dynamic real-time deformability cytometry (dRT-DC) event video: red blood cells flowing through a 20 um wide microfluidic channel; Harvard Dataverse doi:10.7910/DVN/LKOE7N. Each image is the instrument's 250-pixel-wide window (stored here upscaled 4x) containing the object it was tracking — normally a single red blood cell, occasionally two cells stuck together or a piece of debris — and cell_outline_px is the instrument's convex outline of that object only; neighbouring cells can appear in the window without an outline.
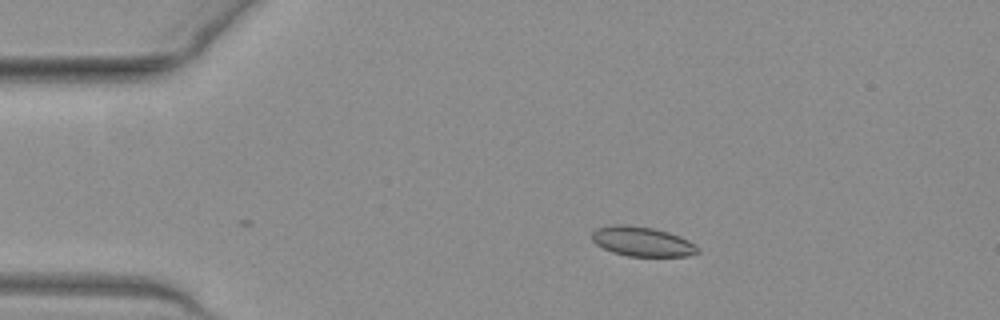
{"species": "common noctule bat (a hibernating species)", "species_latin": "Nyctalus noctula", "temperature_condition": "warm", "stored_images_in_passage": 2, "camera_frame_rate_fps": 3000, "um_per_image_px": 0.085, "animal": {"sex": "female", "body_mass_g": 19.3, "forearm_length_mm": 54.1}, "frame": {"image": 1, "passage_image": 2, "time_ms": 0.333, "image_size_px": [1000, 320], "cell_outline_px": [[700, 252], [688, 256], [628, 256], [612, 252], [596, 244], [592, 240], [592, 232], [596, 228], [612, 224], [628, 224], [652, 228], [668, 232], [680, 236], [696, 244], [700, 248]], "centroid_in_image_um": [54.6, 20.52], "position_along_channel_um": 30.4, "area_um2": 18.44}}